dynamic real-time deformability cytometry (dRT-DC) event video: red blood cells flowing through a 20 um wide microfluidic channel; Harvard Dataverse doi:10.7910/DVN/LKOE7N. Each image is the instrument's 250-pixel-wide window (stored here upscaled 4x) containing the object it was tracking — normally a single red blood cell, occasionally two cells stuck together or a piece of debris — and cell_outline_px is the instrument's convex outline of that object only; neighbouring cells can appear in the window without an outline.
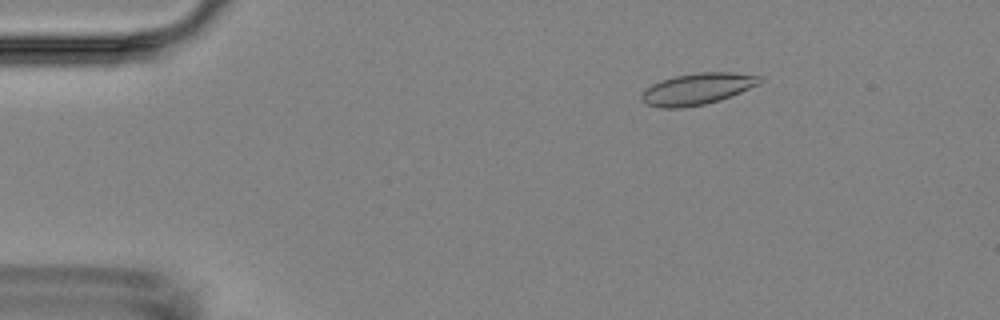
{"species": "Egyptian fruit bat (a non-hibernating species)", "species_latin": "Rousettus aegyptiacus", "temperature_condition": "room temperature", "stored_images_in_passage": 6, "camera_frame_rate_fps": 3000, "um_per_image_px": 0.085, "animal": {"sex": "female"}, "frame": {"image": 1, "passage_image": 6, "time_ms": 6.0, "image_size_px": [1000, 320], "cell_outline_px": [[764, 80], [760, 84], [732, 96], [720, 100], [704, 104], [684, 108], [660, 108], [648, 104], [640, 96], [652, 84], [660, 80], [676, 76], [696, 72], [732, 72], [760, 76]], "centroid_in_image_um": [59.33, 7.55], "position_along_channel_um": 25.7, "area_um2": 21.68}}